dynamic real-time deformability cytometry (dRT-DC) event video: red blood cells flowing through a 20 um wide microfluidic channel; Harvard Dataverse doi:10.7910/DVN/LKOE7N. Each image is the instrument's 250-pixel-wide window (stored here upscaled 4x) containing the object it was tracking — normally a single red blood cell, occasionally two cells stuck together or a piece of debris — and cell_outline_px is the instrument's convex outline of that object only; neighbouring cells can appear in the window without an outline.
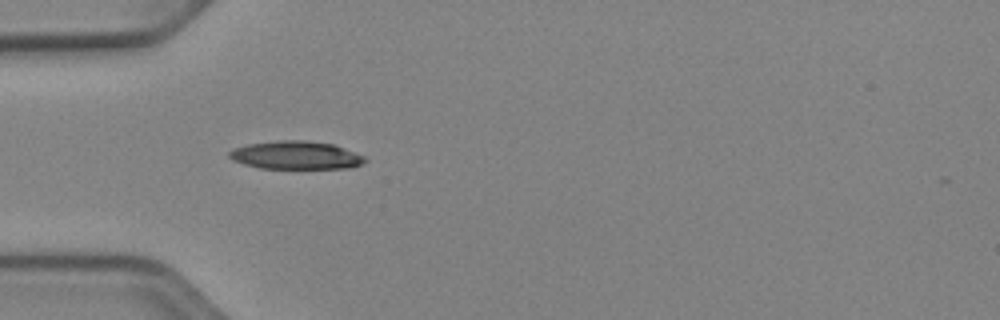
{"species": "Egyptian fruit bat (a non-hibernating species)", "species_latin": "Rousettus aegyptiacus", "temperature_condition": "cold", "stored_images_in_passage": 37, "camera_frame_rate_fps": 3000, "um_per_image_px": 0.085, "animal": {"sex": "female"}, "frame": {"image": 1, "passage_image": 1, "time_ms": 0.0, "image_size_px": [1000, 320], "cell_outline_px": [[368, 160], [352, 168], [260, 168], [244, 164], [232, 160], [228, 156], [228, 152], [232, 148], [248, 144], [280, 140], [304, 140], [332, 144], [344, 148], [364, 156]], "centroid_in_image_um": [25.12, 13.19], "position_along_channel_um": 59.9, "area_um2": 22.2}}
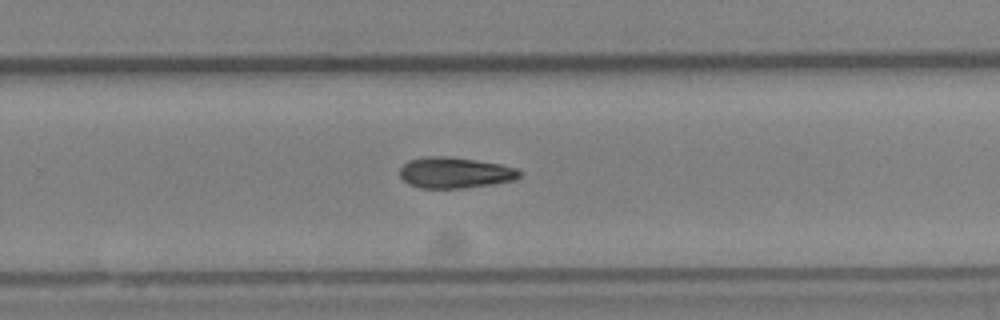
{"frame": {"image": 2, "passage_image": 19, "time_ms": 6.0, "image_size_px": [1000, 320], "cell_outline_px": [[520, 176], [516, 180], [492, 184], [464, 188], [420, 188], [408, 184], [400, 176], [400, 168], [408, 160], [424, 156], [452, 156], [500, 164], [516, 168], [520, 172]], "centroid_in_image_um": [38.65, 14.67], "position_along_channel_um": 291.1, "area_um2": 21.73}}
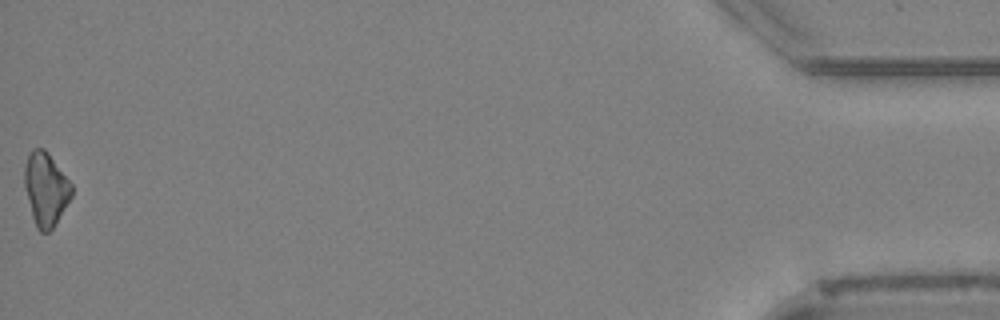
{"frame": {"image": 3, "passage_image": 37, "time_ms": 12.0, "image_size_px": [1000, 320], "cell_outline_px": [[72, 196], [52, 228], [48, 232], [40, 232], [36, 228], [32, 216], [24, 184], [24, 164], [32, 148], [44, 148], [48, 152], [72, 184]], "centroid_in_image_um": [3.88, 16.05], "position_along_channel_um": 431.3, "area_um2": 20.0}, "authors_computed_cell_mechanics": {"area_um2": 21.3282, "velocity_mm_per_s": 3.9351, "shape_relaxation_time_tau1_ms": 6.3721, "shape_relaxation_time_tau2_ms": null, "deformation_change_tau1": 0.102, "deformation_change_tau2": null}}